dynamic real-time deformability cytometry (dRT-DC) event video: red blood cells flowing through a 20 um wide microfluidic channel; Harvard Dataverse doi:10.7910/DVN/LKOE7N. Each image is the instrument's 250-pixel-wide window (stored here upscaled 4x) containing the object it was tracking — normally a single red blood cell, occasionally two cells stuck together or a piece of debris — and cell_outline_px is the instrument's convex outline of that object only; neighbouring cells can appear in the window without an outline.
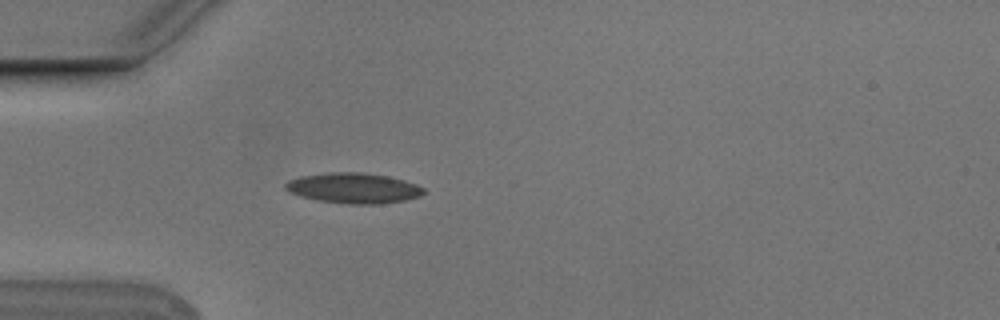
{"species": "Egyptian fruit bat (a non-hibernating species)", "species_latin": "Rousettus aegyptiacus", "temperature_condition": "cold", "stored_images_in_passage": 46, "camera_frame_rate_fps": 3000, "um_per_image_px": 0.085, "animal": {"sex": "male"}, "frame": {"image": 1, "passage_image": 8, "time_ms": 2.333, "image_size_px": [1000, 320], "cell_outline_px": [[424, 192], [420, 196], [404, 200], [380, 204], [348, 204], [320, 200], [300, 196], [284, 188], [284, 184], [288, 180], [300, 176], [328, 172], [360, 172], [388, 176], [404, 180], [416, 184], [424, 188]], "centroid_in_image_um": [30.05, 15.98], "position_along_channel_um": 55.0, "area_um2": 24.39}}
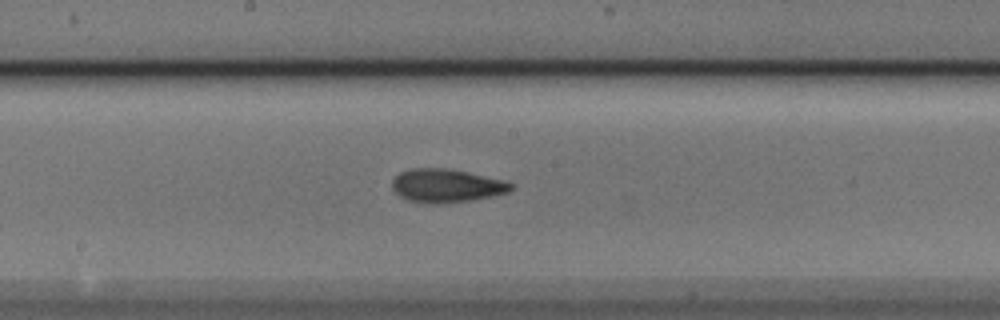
{"frame": {"image": 2, "passage_image": 21, "time_ms": 6.667, "image_size_px": [1000, 320], "cell_outline_px": [[512, 188], [508, 192], [492, 196], [472, 200], [436, 204], [428, 204], [408, 200], [400, 196], [392, 188], [392, 180], [400, 172], [412, 168], [448, 168], [504, 180], [512, 184]], "centroid_in_image_um": [37.92, 15.78], "position_along_channel_um": 210.3, "area_um2": 23.06}}
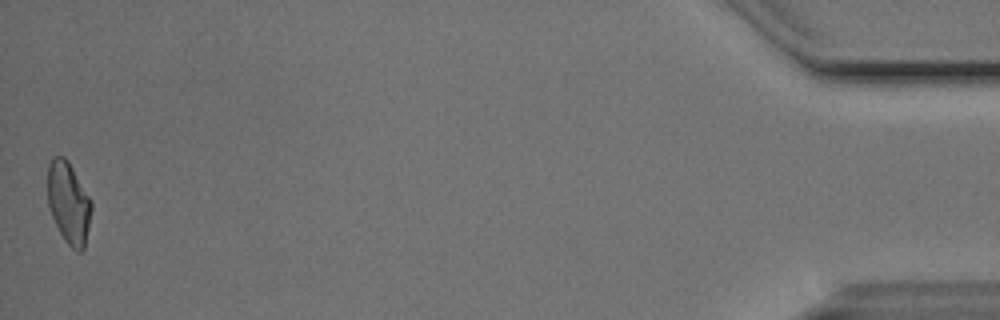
{"frame": {"image": 3, "passage_image": 46, "time_ms": 15.0, "image_size_px": [1000, 320], "cell_outline_px": [[92, 208], [84, 248], [80, 252], [76, 252], [64, 240], [52, 216], [48, 204], [48, 164], [52, 156], [64, 156], [68, 160], [88, 196], [92, 204]], "centroid_in_image_um": [5.82, 17.23], "position_along_channel_um": 429.4, "area_um2": 20.63}, "authors_computed_cell_mechanics": {"area_um2": 21.964, "velocity_mm_per_s": 3.7659, "shape_relaxation_time_tau1_ms": 4.9927, "shape_relaxation_time_tau2_ms": 4.5995, "deformation_change_tau1": 0.1415, "deformation_change_tau2": 0.1107}}